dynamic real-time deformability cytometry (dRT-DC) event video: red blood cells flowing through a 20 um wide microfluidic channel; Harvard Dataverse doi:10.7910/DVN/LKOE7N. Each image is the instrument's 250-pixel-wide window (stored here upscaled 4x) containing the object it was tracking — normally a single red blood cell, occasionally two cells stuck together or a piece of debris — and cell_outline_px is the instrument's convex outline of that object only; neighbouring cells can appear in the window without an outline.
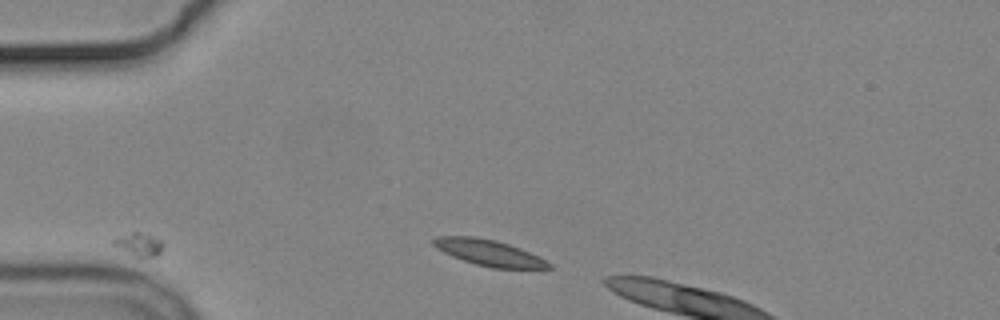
{"species": "common noctule bat (a hibernating species)", "species_latin": "Nyctalus noctula", "temperature_condition": "cold", "stored_images_in_passage": 2, "camera_frame_rate_fps": 3000, "um_per_image_px": 0.085, "animal": {"sex": "male", "body_mass_g": 19.2, "forearm_length_mm": 51.8}, "frame": {"image": 1, "passage_image": 1, "time_ms": 0.0, "image_size_px": [1000, 320], "cell_outline_px": [[552, 268], [492, 268], [476, 264], [452, 256], [436, 248], [432, 244], [432, 240], [436, 236], [476, 236], [496, 240], [520, 248], [552, 264]], "centroid_in_image_um": [41.51, 21.47], "position_along_channel_um": 43.5, "area_um2": 17.28}}